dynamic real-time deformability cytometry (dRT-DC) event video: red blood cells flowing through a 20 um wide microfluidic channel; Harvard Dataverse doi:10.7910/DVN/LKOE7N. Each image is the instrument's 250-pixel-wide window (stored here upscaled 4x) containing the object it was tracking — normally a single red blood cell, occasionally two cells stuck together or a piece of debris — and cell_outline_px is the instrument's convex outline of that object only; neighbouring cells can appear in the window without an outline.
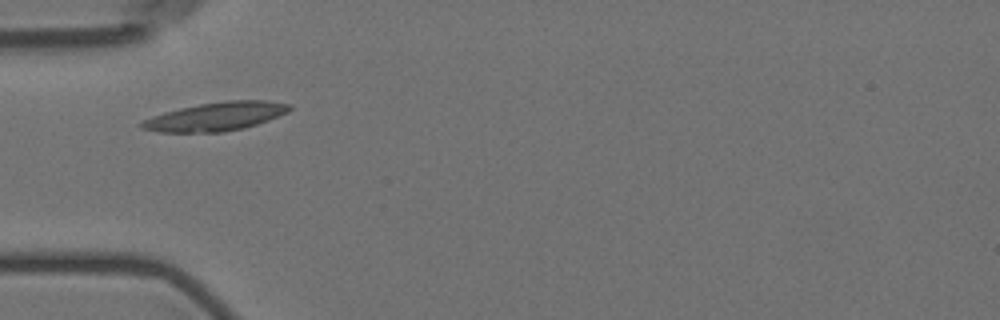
{"species": "Egyptian fruit bat (a non-hibernating species)", "species_latin": "Rousettus aegyptiacus", "temperature_condition": "room temperature", "stored_images_in_passage": 5, "camera_frame_rate_fps": 3000, "um_per_image_px": 0.085, "animal": {"sex": "female"}, "frame": {"image": 1, "passage_image": 1, "time_ms": 0.0, "image_size_px": [1000, 320], "cell_outline_px": [[292, 108], [288, 112], [268, 120], [244, 128], [224, 132], [160, 132], [140, 128], [140, 124], [144, 120], [152, 116], [164, 112], [180, 108], [200, 104], [224, 100], [268, 100], [292, 104]], "centroid_in_image_um": [18.38, 9.89], "position_along_channel_um": 66.6, "area_um2": 24.62}}
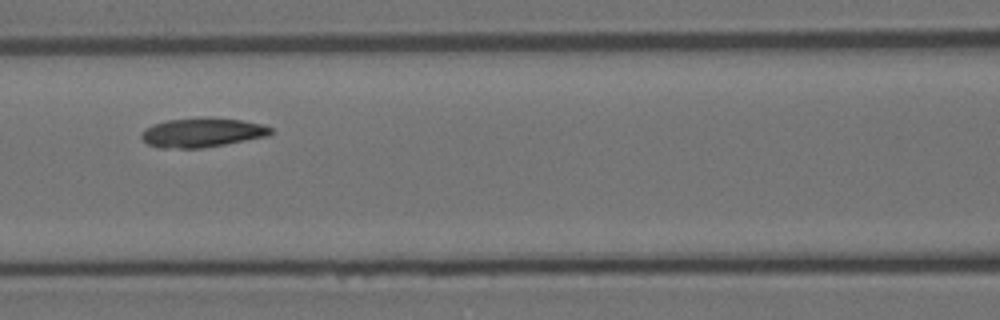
{"frame": {"image": 2, "passage_image": 3, "time_ms": 2.333, "image_size_px": [1000, 320], "cell_outline_px": [[272, 132], [268, 136], [204, 148], [160, 148], [148, 144], [140, 136], [140, 132], [144, 128], [168, 120], [240, 120], [264, 124], [272, 128]], "centroid_in_image_um": [17.18, 11.32], "position_along_channel_um": 149.4, "area_um2": 21.21}}
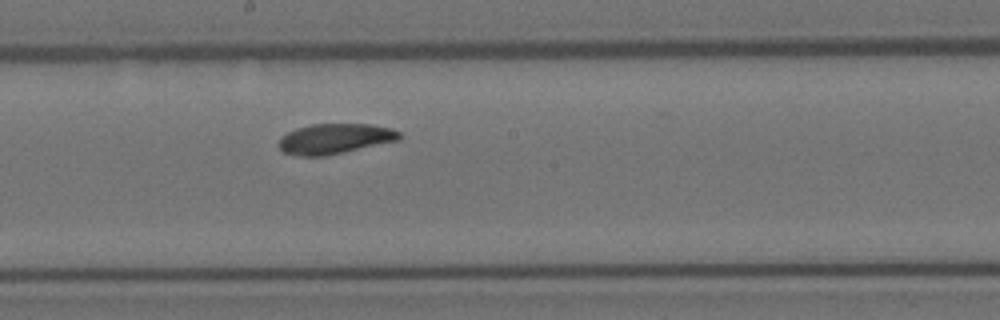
{"frame": {"image": 3, "passage_image": 5, "time_ms": 4.333, "image_size_px": [1000, 320], "cell_outline_px": [[400, 140], [344, 152], [324, 156], [296, 156], [284, 152], [280, 148], [280, 136], [296, 128], [312, 124], [372, 124], [392, 128], [400, 132]], "centroid_in_image_um": [28.47, 11.79], "position_along_channel_um": 219.7, "area_um2": 21.27}}